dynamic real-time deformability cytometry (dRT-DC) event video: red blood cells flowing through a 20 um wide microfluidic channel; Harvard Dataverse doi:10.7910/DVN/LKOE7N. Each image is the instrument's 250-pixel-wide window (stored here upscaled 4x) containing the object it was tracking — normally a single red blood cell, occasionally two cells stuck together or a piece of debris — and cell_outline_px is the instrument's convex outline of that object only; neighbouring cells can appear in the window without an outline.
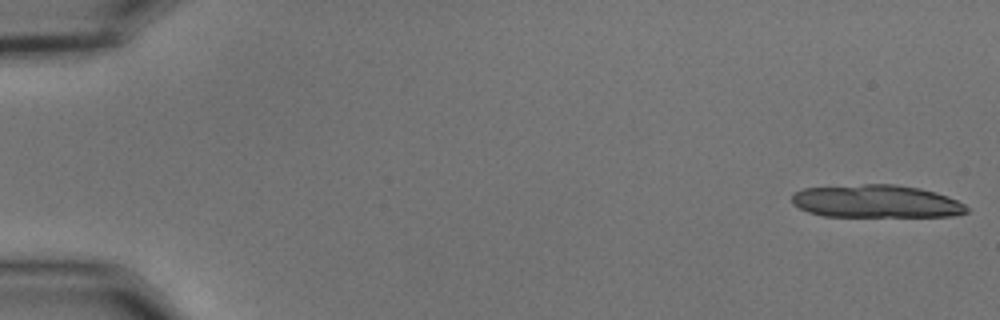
{"species": "common noctule bat (a hibernating species)", "species_latin": "Nyctalus noctula", "temperature_condition": "cold", "stored_images_in_passage": 3, "camera_frame_rate_fps": 3000, "um_per_image_px": 0.085, "animal": {"sex": "male", "body_mass_g": 15.6}, "frame": {"image": 1, "passage_image": 1, "time_ms": 0.0, "image_size_px": [1000, 320], "cell_outline_px": [[968, 212], [952, 216], [824, 216], [808, 212], [792, 204], [792, 196], [796, 192], [804, 188], [864, 184], [892, 184], [920, 188], [948, 196], [964, 204], [968, 208]], "centroid_in_image_um": [74.48, 17.12], "position_along_channel_um": 10.5, "area_um2": 33.29}}